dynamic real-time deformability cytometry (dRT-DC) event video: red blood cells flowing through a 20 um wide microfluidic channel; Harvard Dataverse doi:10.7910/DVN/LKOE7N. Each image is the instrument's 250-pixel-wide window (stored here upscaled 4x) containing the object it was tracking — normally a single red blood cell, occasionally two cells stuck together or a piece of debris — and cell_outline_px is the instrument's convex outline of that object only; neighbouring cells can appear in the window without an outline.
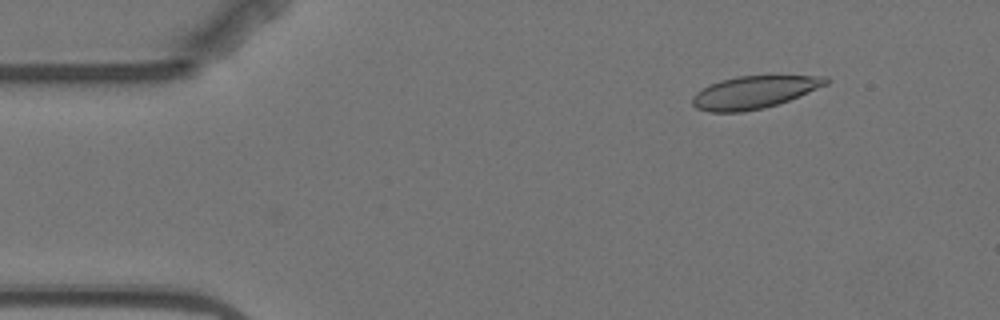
{"species": "Egyptian fruit bat (a non-hibernating species)", "species_latin": "Rousettus aegyptiacus", "temperature_condition": "warm", "stored_images_in_passage": 3, "camera_frame_rate_fps": 3000, "um_per_image_px": 0.085, "animal": {"sex": "female"}, "frame": {"image": 1, "passage_image": 1, "time_ms": 0.0, "image_size_px": [1000, 320], "cell_outline_px": [[832, 80], [828, 84], [788, 100], [764, 108], [744, 112], [708, 112], [696, 108], [692, 104], [692, 96], [696, 92], [708, 84], [720, 80], [736, 76], [828, 76]], "centroid_in_image_um": [64.07, 7.84], "position_along_channel_um": 20.9, "area_um2": 25.37}}
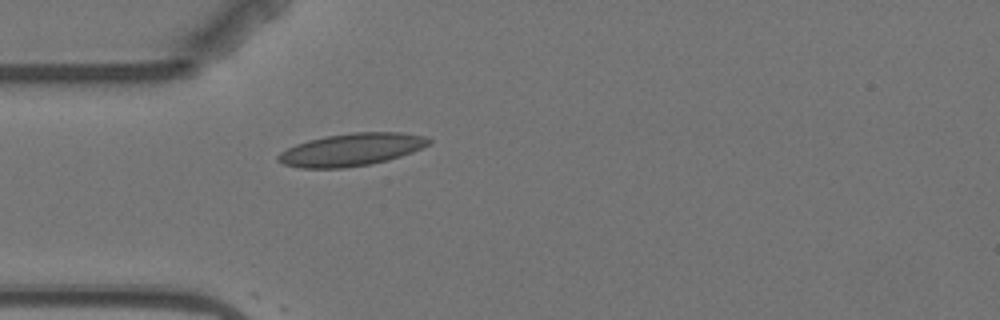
{"frame": {"image": 2, "passage_image": 3, "time_ms": 3.0, "image_size_px": [1000, 320], "cell_outline_px": [[432, 140], [424, 148], [388, 160], [368, 164], [344, 168], [300, 168], [284, 164], [276, 160], [276, 156], [280, 152], [296, 144], [308, 140], [324, 136], [352, 132], [400, 132], [428, 136]], "centroid_in_image_um": [29.88, 12.71], "position_along_channel_um": 55.1, "area_um2": 28.73}}